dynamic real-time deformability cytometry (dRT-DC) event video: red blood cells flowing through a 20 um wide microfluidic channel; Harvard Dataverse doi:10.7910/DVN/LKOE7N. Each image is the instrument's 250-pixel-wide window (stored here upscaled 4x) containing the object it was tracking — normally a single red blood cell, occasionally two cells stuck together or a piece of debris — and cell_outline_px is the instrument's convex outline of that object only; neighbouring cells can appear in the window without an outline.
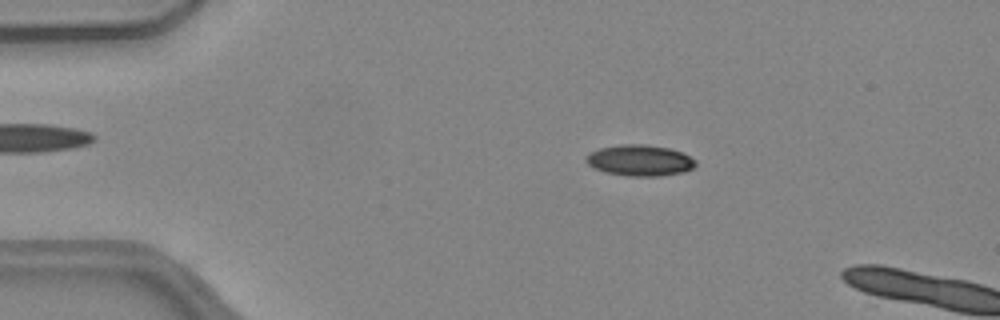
{"species": "common noctule bat (a hibernating species)", "species_latin": "Nyctalus noctula", "temperature_condition": "warm", "stored_images_in_passage": 12, "camera_frame_rate_fps": 3000, "um_per_image_px": 0.085, "animal": {"sex": "female", "body_mass_g": 24.6, "forearm_length_mm": 56.2}, "frame": {"image": 1, "passage_image": 9, "time_ms": 2.667, "image_size_px": [1000, 320], "cell_outline_px": [[696, 164], [692, 168], [684, 172], [660, 176], [628, 176], [604, 172], [592, 168], [584, 160], [584, 156], [588, 152], [600, 148], [620, 144], [644, 144], [668, 148], [684, 152], [696, 160]], "centroid_in_image_um": [54.35, 13.63], "position_along_channel_um": 30.7, "area_um2": 20.17}}